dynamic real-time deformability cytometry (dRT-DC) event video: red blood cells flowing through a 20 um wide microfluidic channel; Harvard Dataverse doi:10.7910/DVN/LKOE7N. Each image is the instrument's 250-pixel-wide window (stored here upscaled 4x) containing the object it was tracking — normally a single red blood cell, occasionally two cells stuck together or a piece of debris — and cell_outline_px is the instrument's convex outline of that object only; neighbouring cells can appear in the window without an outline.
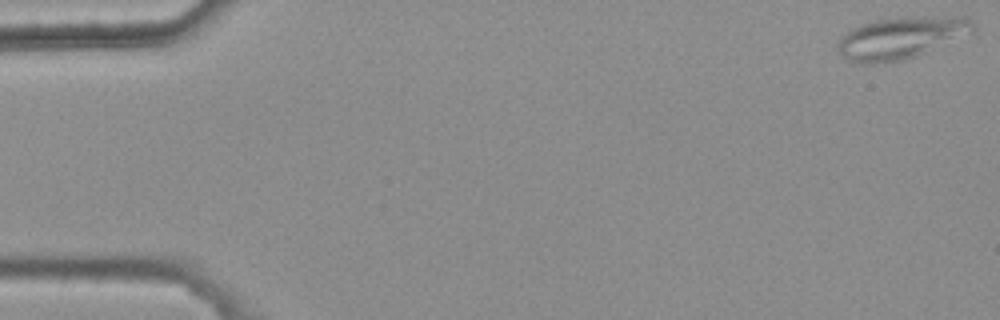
{"species": "common noctule bat (a hibernating species)", "species_latin": "Nyctalus noctula", "temperature_condition": "warm", "stored_images_in_passage": 49, "camera_frame_rate_fps": 3000, "um_per_image_px": 0.085, "animal": {"sex": "female", "body_mass_g": 25.1}, "frame": {"image": 1, "passage_image": 1, "time_ms": 0.0, "image_size_px": [1000, 320], "cell_outline_px": [[976, 28], [972, 32], [916, 56], [904, 60], [876, 64], [864, 64], [848, 60], [836, 48], [836, 44], [840, 36], [844, 32], [860, 24], [876, 20], [904, 16], [932, 16], [972, 20], [976, 24]], "centroid_in_image_um": [76.5, 3.22], "position_along_channel_um": 8.5, "area_um2": 33.0}}
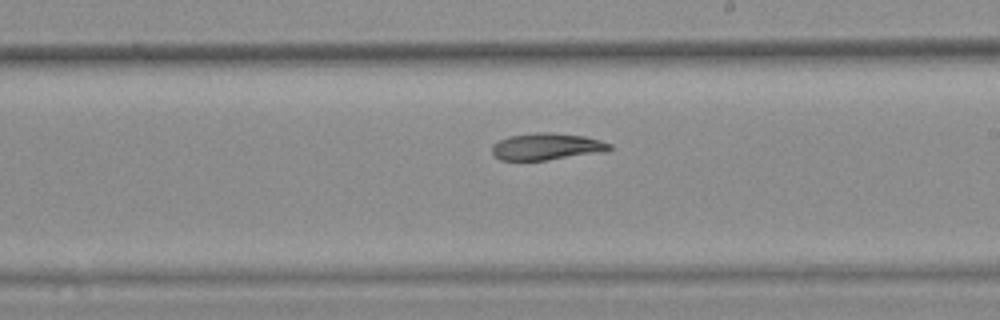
{"frame": {"image": 2, "passage_image": 31, "time_ms": 10.0, "image_size_px": [1000, 320], "cell_outline_px": [[612, 148], [608, 152], [548, 160], [500, 160], [492, 152], [492, 144], [508, 136], [536, 132], [548, 132], [584, 136], [600, 140], [612, 144]], "centroid_in_image_um": [46.52, 12.46], "position_along_channel_um": 242.5, "area_um2": 18.61}}
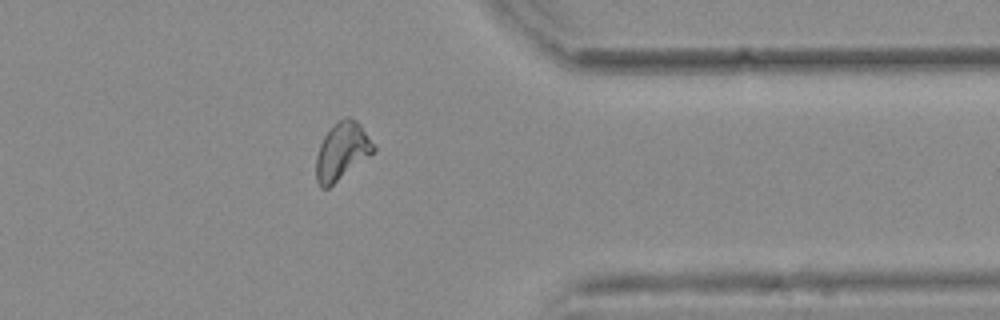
{"frame": {"image": 3, "passage_image": 43, "time_ms": 14.0, "image_size_px": [1000, 320], "cell_outline_px": [[376, 148], [372, 152], [328, 188], [320, 188], [316, 180], [316, 156], [320, 144], [324, 136], [340, 120], [348, 116], [356, 120], [360, 124]], "centroid_in_image_um": [29.03, 12.86], "position_along_channel_um": 382.4, "area_um2": 18.5}}